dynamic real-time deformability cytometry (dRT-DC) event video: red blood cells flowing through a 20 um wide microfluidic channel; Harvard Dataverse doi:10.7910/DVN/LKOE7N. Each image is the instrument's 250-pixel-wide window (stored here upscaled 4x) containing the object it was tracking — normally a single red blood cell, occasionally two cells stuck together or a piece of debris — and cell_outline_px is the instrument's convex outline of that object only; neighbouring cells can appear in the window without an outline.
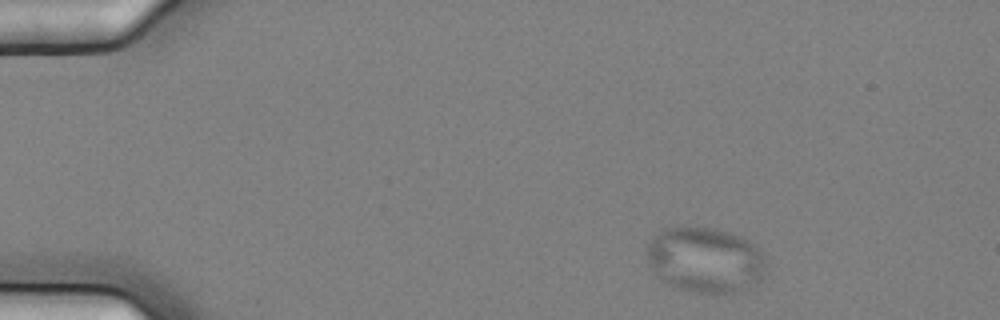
{"species": "common noctule bat (a hibernating species)", "species_latin": "Nyctalus noctula", "temperature_condition": "cold", "stored_images_in_passage": 10, "camera_frame_rate_fps": 3000, "um_per_image_px": 0.085, "animal": {"sex": "female", "body_mass_g": 25.1}, "frame": {"image": 1, "passage_image": 1, "time_ms": 0.0, "image_size_px": [1000, 320], "cell_outline_px": [[768, 272], [760, 280], [736, 292], [688, 292], [660, 280], [652, 268], [644, 252], [648, 244], [656, 232], [660, 228], [712, 228], [732, 232], [748, 240], [760, 252], [764, 260]], "centroid_in_image_um": [59.91, 22.08], "position_along_channel_um": 25.1, "area_um2": 45.37}}